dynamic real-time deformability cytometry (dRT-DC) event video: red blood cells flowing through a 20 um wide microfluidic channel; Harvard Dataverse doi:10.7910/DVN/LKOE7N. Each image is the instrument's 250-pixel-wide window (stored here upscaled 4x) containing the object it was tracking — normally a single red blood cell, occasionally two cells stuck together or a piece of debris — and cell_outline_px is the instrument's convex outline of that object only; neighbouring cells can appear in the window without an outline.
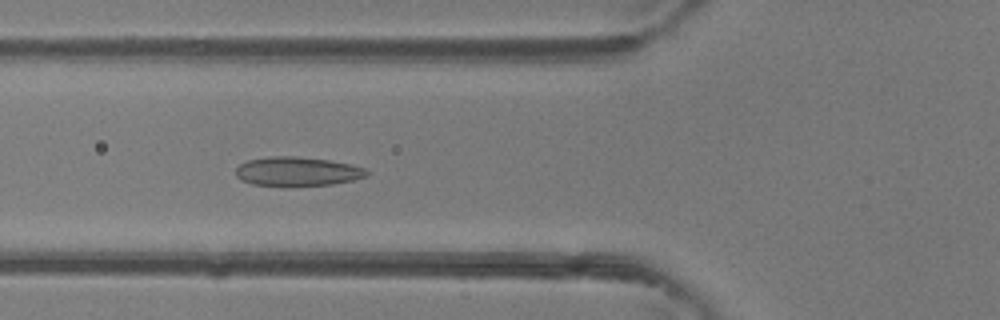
{"species": "common noctule bat (a hibernating species)", "species_latin": "Nyctalus noctula", "temperature_condition": "room temperature", "stored_images_in_passage": 48, "camera_frame_rate_fps": 3000, "um_per_image_px": 0.085, "animal": {"sex": "female"}, "frame": {"image": 1, "passage_image": 18, "time_ms": 5.667, "image_size_px": [1000, 320], "cell_outline_px": [[368, 176], [352, 180], [332, 184], [288, 188], [252, 184], [240, 180], [236, 176], [236, 168], [240, 164], [248, 160], [268, 156], [296, 156], [328, 160], [352, 164], [368, 168]], "centroid_in_image_um": [25.27, 14.6], "position_along_channel_um": 100.5, "area_um2": 22.95}}
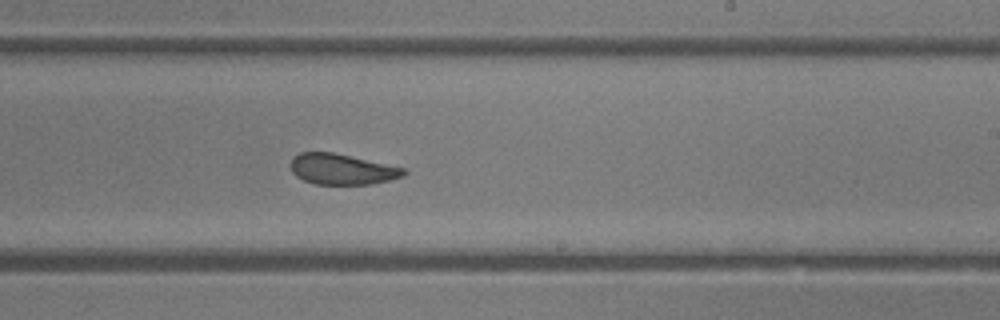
{"frame": {"image": 2, "passage_image": 29, "time_ms": 9.333, "image_size_px": [1000, 320], "cell_outline_px": [[408, 172], [404, 176], [372, 184], [316, 184], [304, 180], [296, 176], [292, 172], [292, 156], [300, 152], [332, 152], [404, 168]], "centroid_in_image_um": [29.06, 14.38], "position_along_channel_um": 259.9, "area_um2": 20.0}}
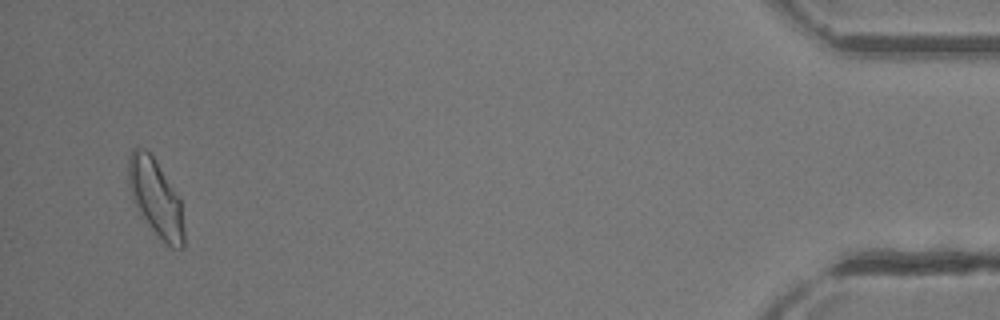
{"frame": {"image": 3, "passage_image": 46, "time_ms": 15.0, "image_size_px": [1000, 320], "cell_outline_px": [[184, 248], [172, 248], [152, 228], [132, 200], [128, 188], [128, 160], [132, 148], [136, 144], [144, 148], [156, 160], [180, 200], [184, 228]], "centroid_in_image_um": [13.21, 16.75], "position_along_channel_um": 422.0, "area_um2": 24.57}, "authors_computed_cell_mechanics": {"area_um2": 22.6287, "velocity_mm_per_s": 4.3415, "shape_relaxation_time_tau1_ms": null, "shape_relaxation_time_tau2_ms": 1.6071, "deformation_change_tau1": null, "deformation_change_tau2": 0.072}}